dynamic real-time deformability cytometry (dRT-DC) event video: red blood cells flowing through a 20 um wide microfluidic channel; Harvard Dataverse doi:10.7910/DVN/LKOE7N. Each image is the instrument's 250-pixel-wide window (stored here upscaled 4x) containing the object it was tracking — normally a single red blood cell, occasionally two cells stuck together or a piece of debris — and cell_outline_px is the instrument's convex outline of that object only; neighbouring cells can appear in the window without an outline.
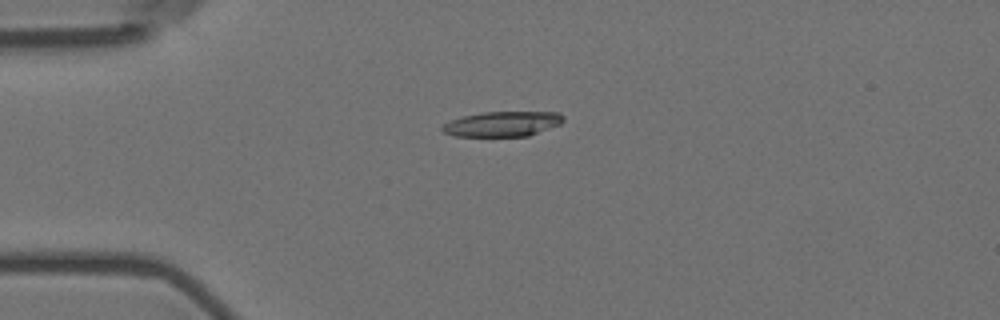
{"species": "Egyptian fruit bat (a non-hibernating species)", "species_latin": "Rousettus aegyptiacus", "temperature_condition": "room temperature", "stored_images_in_passage": 58, "camera_frame_rate_fps": 3000, "um_per_image_px": 0.085, "animal": {"sex": "female"}, "frame": {"image": 1, "passage_image": 15, "time_ms": 4.667, "image_size_px": [1000, 320], "cell_outline_px": [[564, 120], [560, 124], [528, 136], [456, 136], [444, 132], [440, 128], [444, 124], [452, 120], [464, 116], [480, 112], [560, 112], [564, 116]], "centroid_in_image_um": [42.73, 10.53], "position_along_channel_um": 42.3, "area_um2": 17.57}}
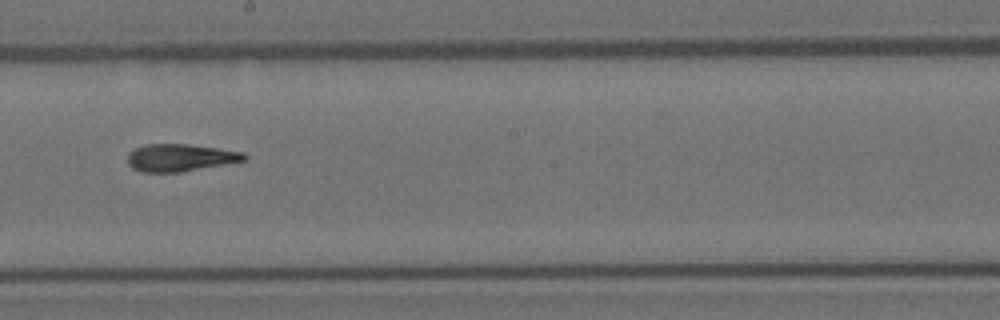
{"frame": {"image": 2, "passage_image": 33, "time_ms": 10.667, "image_size_px": [1000, 320], "cell_outline_px": [[248, 156], [244, 160], [180, 172], [140, 172], [132, 168], [128, 164], [128, 152], [144, 144], [188, 144], [244, 152]], "centroid_in_image_um": [15.26, 13.39], "position_along_channel_um": 232.9, "area_um2": 18.44}}
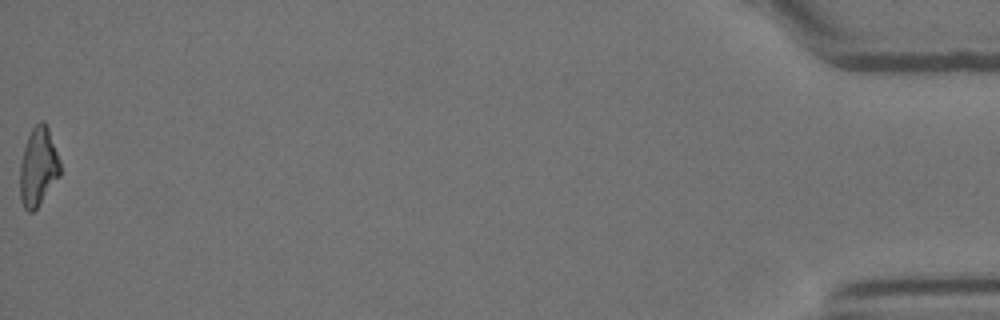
{"frame": {"image": 3, "passage_image": 58, "time_ms": 19.0, "image_size_px": [1000, 320], "cell_outline_px": [[60, 176], [36, 208], [32, 212], [28, 212], [24, 208], [20, 200], [20, 160], [28, 136], [32, 128], [40, 120], [44, 120], [48, 128], [60, 160]], "centroid_in_image_um": [3.24, 14.17], "position_along_channel_um": 432.0, "area_um2": 18.38}, "authors_computed_cell_mechanics": {"area_um2": 18.3515, "velocity_mm_per_s": 3.5802, "shape_relaxation_time_tau1_ms": 9.483, "shape_relaxation_time_tau2_ms": 3.1698, "deformation_change_tau1": 0.2719, "deformation_change_tau2": 0.1447}}